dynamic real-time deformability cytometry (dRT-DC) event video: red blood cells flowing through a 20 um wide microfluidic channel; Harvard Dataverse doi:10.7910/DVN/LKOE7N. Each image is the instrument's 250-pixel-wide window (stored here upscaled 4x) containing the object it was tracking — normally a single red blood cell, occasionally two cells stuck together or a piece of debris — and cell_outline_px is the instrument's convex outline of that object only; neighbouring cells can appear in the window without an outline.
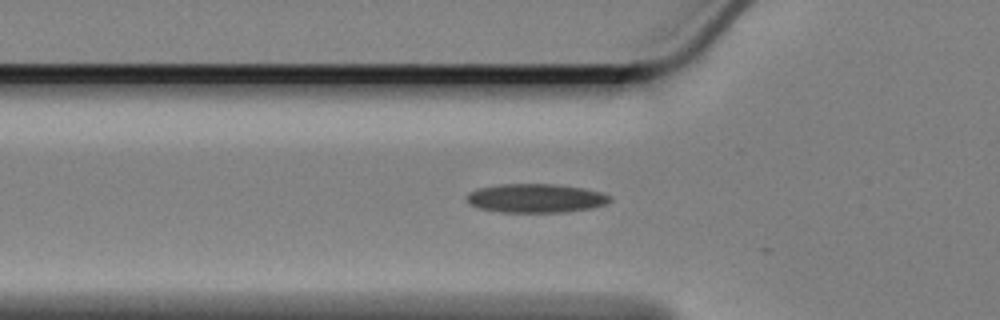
{"species": "Egyptian fruit bat (a non-hibernating species)", "species_latin": "Rousettus aegyptiacus", "temperature_condition": "cold", "stored_images_in_passage": 10, "camera_frame_rate_fps": 3000, "um_per_image_px": 0.085, "animal": {"sex": "female"}, "frame": {"image": 1, "passage_image": 2, "time_ms": 0.333, "image_size_px": [1000, 320], "cell_outline_px": [[612, 200], [608, 204], [592, 208], [568, 212], [496, 212], [476, 208], [468, 204], [464, 200], [464, 196], [468, 192], [480, 188], [500, 184], [552, 184], [580, 188], [600, 192], [612, 196]], "centroid_in_image_um": [45.49, 16.86], "position_along_channel_um": 80.3, "area_um2": 24.45}}
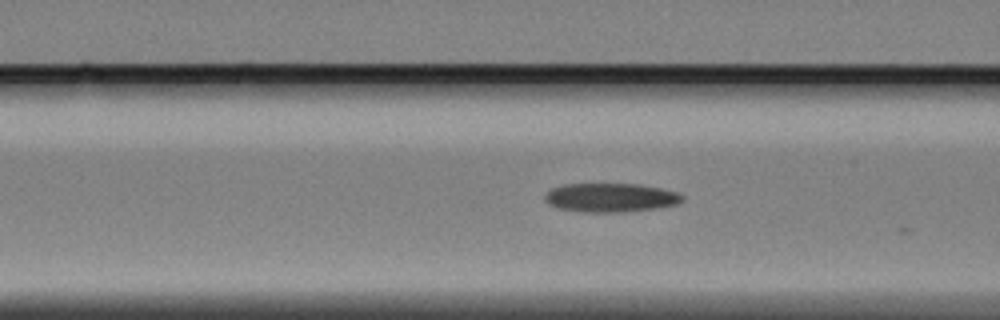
{"frame": {"image": 2, "passage_image": 5, "time_ms": 1.333, "image_size_px": [1000, 320], "cell_outline_px": [[684, 200], [676, 204], [660, 208], [628, 212], [580, 212], [556, 208], [548, 204], [544, 200], [544, 196], [552, 188], [564, 184], [636, 184], [660, 188], [676, 192], [684, 196]], "centroid_in_image_um": [51.89, 16.81], "position_along_channel_um": 114.7, "area_um2": 23.35}}
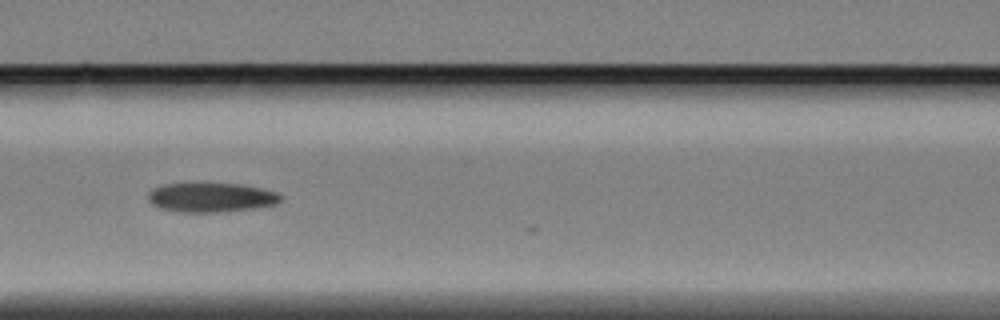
{"frame": {"image": 3, "passage_image": 8, "time_ms": 2.333, "image_size_px": [1000, 320], "cell_outline_px": [[280, 200], [276, 204], [256, 208], [224, 212], [180, 212], [160, 208], [152, 204], [148, 200], [148, 192], [152, 188], [164, 184], [200, 180], [240, 184], [260, 188], [276, 192], [280, 196]], "centroid_in_image_um": [17.88, 16.73], "position_along_channel_um": 148.7, "area_um2": 23.64}}